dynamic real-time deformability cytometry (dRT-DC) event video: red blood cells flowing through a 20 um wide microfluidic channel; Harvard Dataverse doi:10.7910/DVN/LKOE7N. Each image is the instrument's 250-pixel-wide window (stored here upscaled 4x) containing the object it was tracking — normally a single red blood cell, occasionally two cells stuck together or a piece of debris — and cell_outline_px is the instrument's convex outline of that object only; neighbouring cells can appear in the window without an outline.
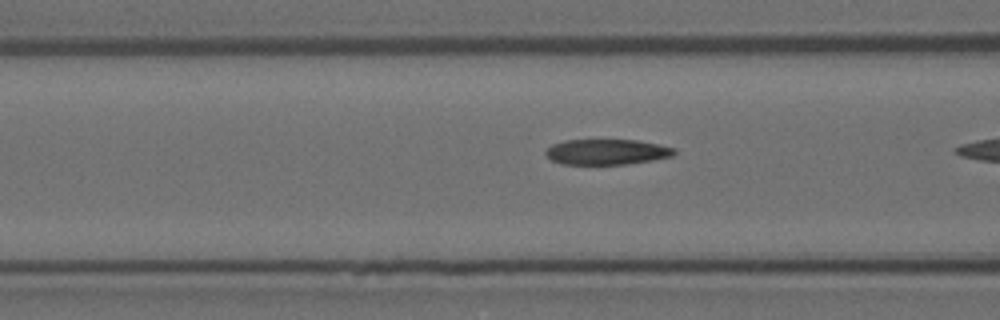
{"species": "Egyptian fruit bat (a non-hibernating species)", "species_latin": "Rousettus aegyptiacus", "temperature_condition": "room temperature", "stored_images_in_passage": 21, "segment_of_instrument_passage": [2, 2], "camera_frame_rate_fps": 3000, "um_per_image_px": 0.085, "animal": {"sex": "female"}, "frame": {"image": 1, "passage_image": 18, "time_ms": 5.667, "image_size_px": [1000, 320], "cell_outline_px": [[676, 152], [672, 156], [652, 160], [624, 164], [564, 164], [552, 160], [544, 152], [552, 144], [564, 140], [640, 140], [676, 148]], "centroid_in_image_um": [51.59, 12.9], "position_along_channel_um": 115.0, "area_um2": 19.02}}